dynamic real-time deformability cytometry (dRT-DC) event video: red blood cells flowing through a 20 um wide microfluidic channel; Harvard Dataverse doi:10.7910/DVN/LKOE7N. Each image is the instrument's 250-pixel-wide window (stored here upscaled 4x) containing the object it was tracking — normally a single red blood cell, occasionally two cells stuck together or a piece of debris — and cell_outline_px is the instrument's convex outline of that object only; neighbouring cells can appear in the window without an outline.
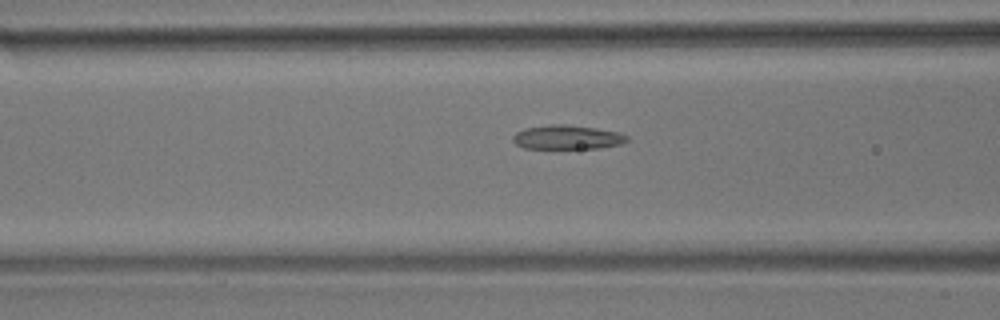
{"species": "common noctule bat (a hibernating species)", "species_latin": "Nyctalus noctula", "temperature_condition": "room temperature", "stored_images_in_passage": 40, "camera_frame_rate_fps": 3000, "um_per_image_px": 0.085, "animal": {"sex": "male", "body_mass_g": 17.9}, "frame": {"image": 1, "passage_image": 6, "time_ms": 1.667, "image_size_px": [1000, 320], "cell_outline_px": [[628, 140], [620, 144], [600, 148], [524, 148], [516, 144], [512, 140], [512, 136], [516, 132], [524, 128], [548, 124], [564, 124], [596, 128], [620, 132], [628, 136]], "centroid_in_image_um": [48.2, 11.66], "position_along_channel_um": 118.4, "area_um2": 16.13}}
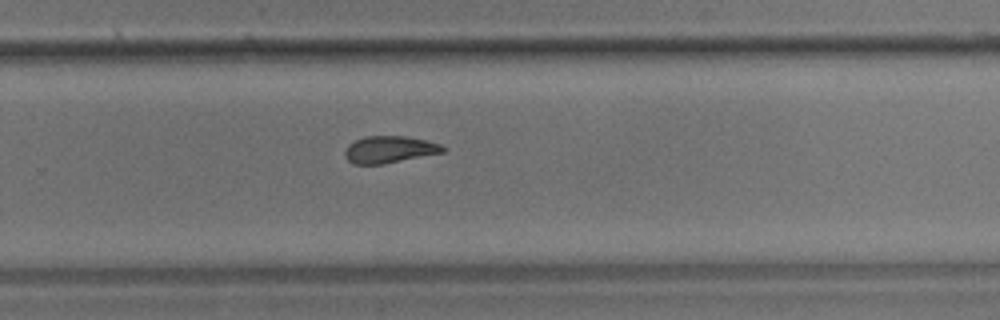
{"frame": {"image": 2, "passage_image": 21, "time_ms": 6.667, "image_size_px": [1000, 320], "cell_outline_px": [[448, 148], [444, 152], [384, 164], [352, 164], [344, 156], [344, 152], [348, 144], [364, 136], [404, 136], [424, 140], [440, 144]], "centroid_in_image_um": [33.09, 12.71], "position_along_channel_um": 296.7, "area_um2": 15.43}}
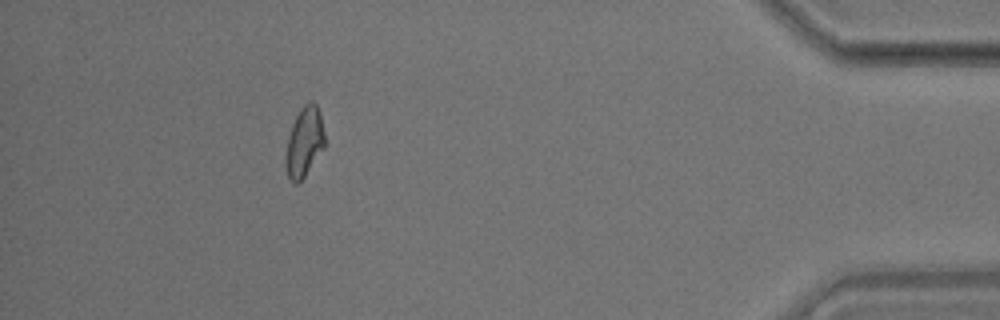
{"frame": {"image": 3, "passage_image": 35, "time_ms": 11.333, "image_size_px": [1000, 320], "cell_outline_px": [[324, 148], [304, 176], [296, 184], [288, 176], [284, 164], [284, 156], [288, 136], [292, 124], [300, 108], [308, 100], [312, 100], [316, 104], [320, 112], [324, 132]], "centroid_in_image_um": [25.85, 12.03], "position_along_channel_um": 409.4, "area_um2": 15.95}, "authors_computed_cell_mechanics": {"area_um2": 15.9817, "velocity_mm_per_s": 3.5675, "shape_relaxation_time_tau1_ms": null, "shape_relaxation_time_tau2_ms": 3.0377, "deformation_change_tau1": null, "deformation_change_tau2": 0.0885}}